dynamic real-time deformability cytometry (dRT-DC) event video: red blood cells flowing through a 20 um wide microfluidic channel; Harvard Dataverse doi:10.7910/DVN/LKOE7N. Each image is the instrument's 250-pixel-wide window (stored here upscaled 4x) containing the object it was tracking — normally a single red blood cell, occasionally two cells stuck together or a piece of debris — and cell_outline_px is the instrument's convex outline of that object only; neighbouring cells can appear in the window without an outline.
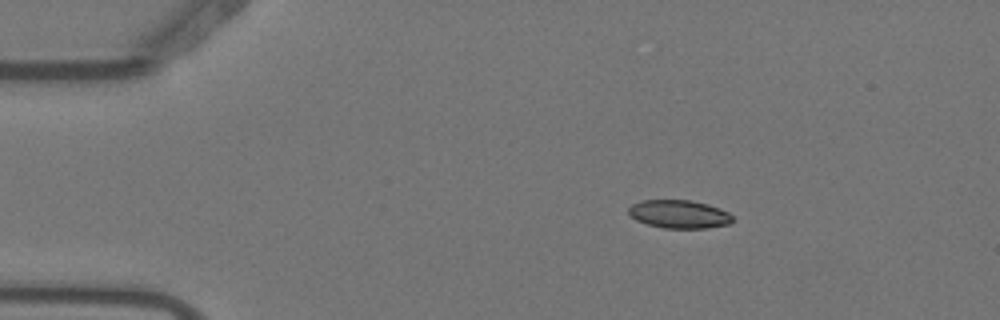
{"species": "Egyptian fruit bat (a non-hibernating species)", "species_latin": "Rousettus aegyptiacus", "temperature_condition": "warm", "stored_images_in_passage": 5, "camera_frame_rate_fps": 3000, "um_per_image_px": 0.085, "animal": {"sex": "female"}, "frame": {"image": 1, "passage_image": 2, "time_ms": 0.333, "image_size_px": [1000, 320], "cell_outline_px": [[732, 220], [728, 224], [708, 228], [664, 228], [648, 224], [636, 220], [628, 212], [628, 208], [632, 204], [640, 200], [692, 200], [708, 204], [720, 208], [728, 212], [732, 216]], "centroid_in_image_um": [57.72, 18.19], "position_along_channel_um": 27.3, "area_um2": 17.11}}